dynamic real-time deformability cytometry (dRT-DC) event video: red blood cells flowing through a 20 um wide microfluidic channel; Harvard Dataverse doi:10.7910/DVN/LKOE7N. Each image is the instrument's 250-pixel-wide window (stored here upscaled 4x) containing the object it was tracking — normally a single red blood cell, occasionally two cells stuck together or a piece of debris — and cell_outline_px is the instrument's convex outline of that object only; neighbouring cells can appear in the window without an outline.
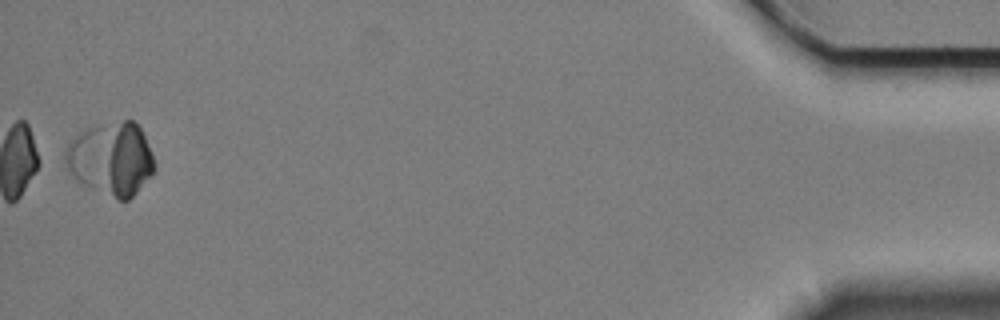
{"species": "Egyptian fruit bat (a non-hibernating species)", "species_latin": "Rousettus aegyptiacus", "temperature_condition": "cold", "stored_images_in_passage": 46, "segment_of_instrument_passage": [2, 3], "camera_frame_rate_fps": 3000, "um_per_image_px": 0.085, "animal": {"sex": "female"}, "frame": {"image": 1, "passage_image": 43, "time_ms": 14.0, "image_size_px": [1000, 320], "cell_outline_px": [[100, 128], [92, 184], [84, 184], [68, 168], [64, 160], [64, 152], [68, 144], [80, 132], [96, 124]], "centroid_in_image_um": [7.07, 13.1], "position_along_channel_um": 428.1, "area_um2": 10.06}}